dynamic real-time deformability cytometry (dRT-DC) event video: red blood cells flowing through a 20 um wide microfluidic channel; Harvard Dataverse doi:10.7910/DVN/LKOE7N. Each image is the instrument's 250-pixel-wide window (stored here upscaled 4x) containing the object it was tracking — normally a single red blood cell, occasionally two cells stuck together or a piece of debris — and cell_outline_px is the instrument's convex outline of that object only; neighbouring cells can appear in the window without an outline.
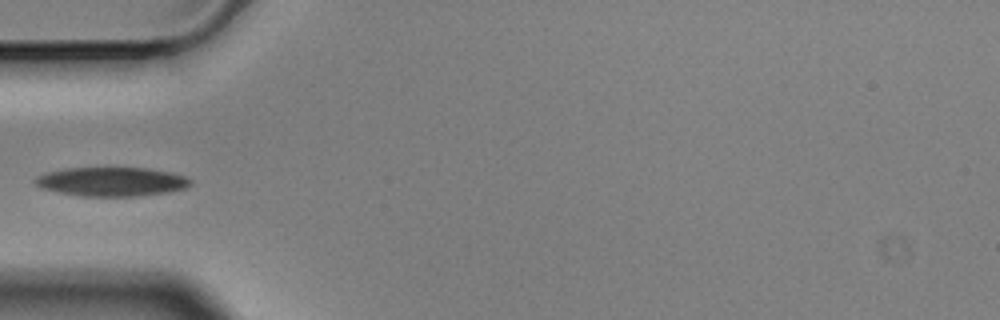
{"species": "Egyptian fruit bat (a non-hibernating species)", "species_latin": "Rousettus aegyptiacus", "temperature_condition": "cold", "stored_images_in_passage": 4, "camera_frame_rate_fps": 3000, "um_per_image_px": 0.085, "animal": {"sex": "male"}, "frame": {"image": 1, "passage_image": 4, "time_ms": 1.0, "image_size_px": [1000, 320], "cell_outline_px": [[192, 184], [184, 188], [168, 192], [140, 196], [80, 196], [40, 188], [32, 180], [36, 176], [48, 172], [64, 168], [148, 168], [172, 172], [184, 176], [192, 180]], "centroid_in_image_um": [9.48, 15.44], "position_along_channel_um": 75.5, "area_um2": 26.36}}